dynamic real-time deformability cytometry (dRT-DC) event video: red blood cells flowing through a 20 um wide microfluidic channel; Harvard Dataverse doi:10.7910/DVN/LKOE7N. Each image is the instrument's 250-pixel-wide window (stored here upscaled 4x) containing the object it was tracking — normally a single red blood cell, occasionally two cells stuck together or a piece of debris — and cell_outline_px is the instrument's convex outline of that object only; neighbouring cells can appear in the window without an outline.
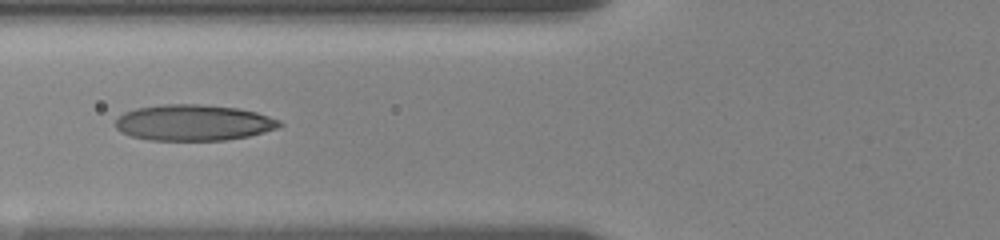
{"species": "human", "species_latin": "Homo sapiens", "temperature_condition": "room temperature", "stored_images_in_passage": 22, "camera_frame_rate_fps": 3000, "um_per_image_px": 0.085, "donor": {"sex": "female"}, "frame": {"image": 1, "passage_image": 8, "time_ms": 7.333, "image_size_px": [1000, 240], "cell_outline_px": [[284, 124], [280, 128], [248, 136], [228, 140], [148, 140], [132, 136], [120, 132], [116, 128], [116, 120], [124, 112], [136, 108], [164, 104], [200, 104], [236, 108], [256, 112], [280, 120]], "centroid_in_image_um": [16.47, 10.43], "position_along_channel_um": 109.3, "area_um2": 34.51}}
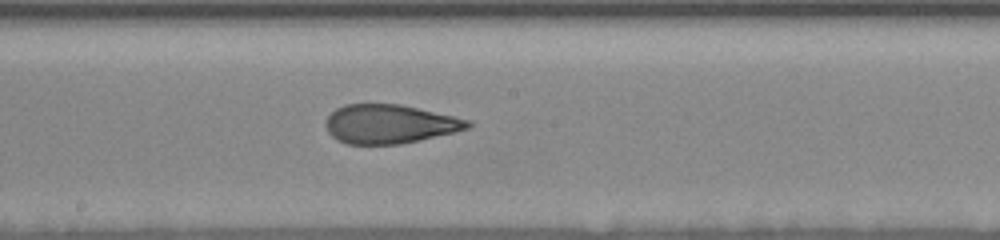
{"frame": {"image": 2, "passage_image": 13, "time_ms": 10.333, "image_size_px": [1000, 240], "cell_outline_px": [[472, 128], [456, 132], [420, 140], [400, 144], [348, 144], [336, 140], [328, 132], [324, 124], [328, 116], [336, 108], [344, 104], [400, 104], [472, 120]], "centroid_in_image_um": [33.14, 10.54], "position_along_channel_um": 215.1, "area_um2": 32.48}}
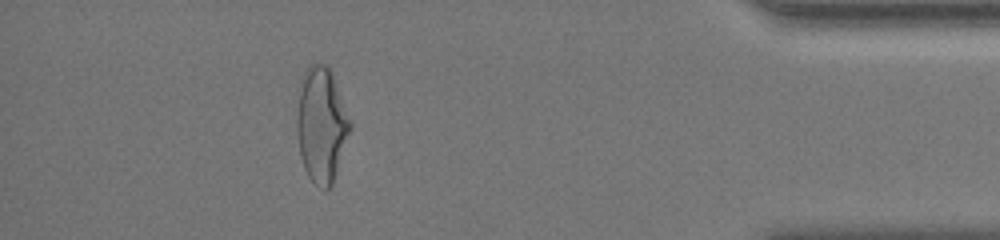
{"frame": {"image": 3, "passage_image": 20, "time_ms": 17.0, "image_size_px": [1000, 240], "cell_outline_px": [[352, 128], [332, 184], [328, 188], [324, 188], [316, 184], [308, 176], [304, 168], [300, 156], [296, 132], [296, 116], [300, 92], [304, 72], [308, 64], [316, 60], [328, 64], [332, 72], [352, 124]], "centroid_in_image_um": [27.32, 10.55], "position_along_channel_um": 407.9, "area_um2": 35.89}}